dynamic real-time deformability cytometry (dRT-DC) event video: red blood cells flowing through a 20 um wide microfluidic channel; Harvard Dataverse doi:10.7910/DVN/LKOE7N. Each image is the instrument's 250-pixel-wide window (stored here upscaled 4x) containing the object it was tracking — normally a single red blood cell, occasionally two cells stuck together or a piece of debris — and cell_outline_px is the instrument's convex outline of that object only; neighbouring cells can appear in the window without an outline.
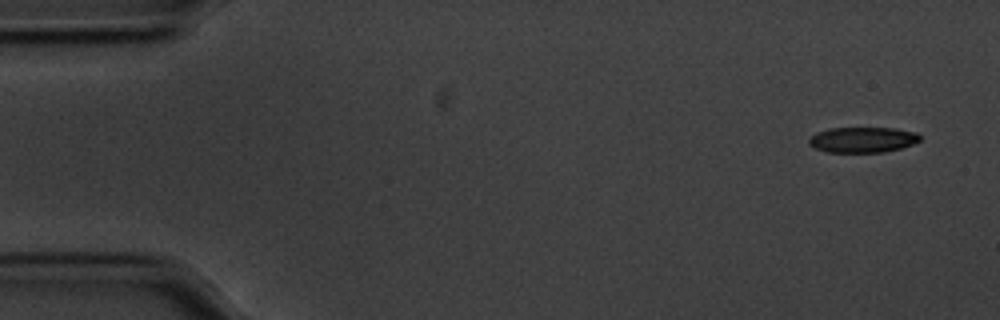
{"species": "common noctule bat (a hibernating species)", "species_latin": "Nyctalus noctula", "temperature_condition": "cold", "stored_images_in_passage": 54, "camera_frame_rate_fps": 3000, "um_per_image_px": 0.085, "animal": {"sex": "male", "body_mass_g": 20.1, "forearm_length_mm": 53.5}, "frame": {"image": 1, "passage_image": 1, "time_ms": 0.0, "image_size_px": [1000, 320], "cell_outline_px": [[920, 140], [912, 144], [900, 148], [884, 152], [824, 152], [808, 144], [808, 136], [816, 132], [828, 128], [896, 128], [916, 132], [920, 136]], "centroid_in_image_um": [73.27, 11.87], "position_along_channel_um": 11.7, "area_um2": 16.65}}
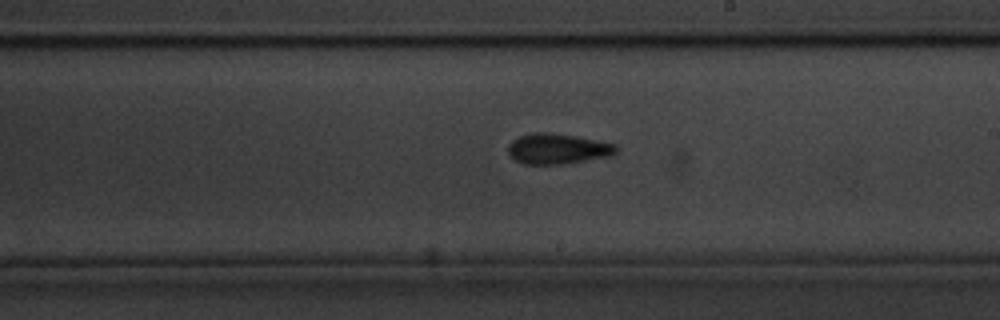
{"frame": {"image": 2, "passage_image": 30, "time_ms": 9.667, "image_size_px": [1000, 320], "cell_outline_px": [[616, 152], [612, 156], [560, 164], [524, 164], [516, 160], [508, 152], [508, 144], [512, 140], [520, 136], [532, 132], [544, 132], [576, 136], [616, 144]], "centroid_in_image_um": [47.39, 12.64], "position_along_channel_um": 241.6, "area_um2": 19.02}}
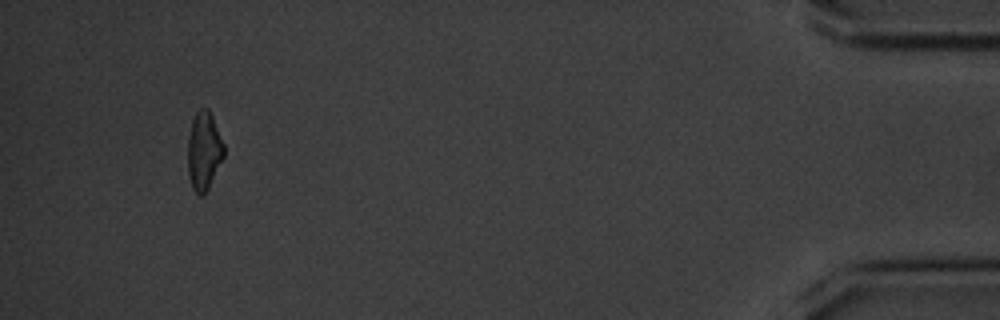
{"frame": {"image": 3, "passage_image": 51, "time_ms": 16.667, "image_size_px": [1000, 320], "cell_outline_px": [[224, 156], [204, 196], [200, 196], [192, 188], [188, 172], [188, 136], [192, 120], [196, 112], [204, 104], [208, 108], [212, 116], [224, 144]], "centroid_in_image_um": [17.33, 12.8], "position_along_channel_um": 417.9, "area_um2": 16.53}, "authors_computed_cell_mechanics": {"area_um2": 17.8602, "velocity_mm_per_s": 3.5512, "shape_relaxation_time_tau1_ms": 3.0559, "shape_relaxation_time_tau2_ms": 5.7888, "deformation_change_tau1": 0.1232, "deformation_change_tau2": 0.1417}}